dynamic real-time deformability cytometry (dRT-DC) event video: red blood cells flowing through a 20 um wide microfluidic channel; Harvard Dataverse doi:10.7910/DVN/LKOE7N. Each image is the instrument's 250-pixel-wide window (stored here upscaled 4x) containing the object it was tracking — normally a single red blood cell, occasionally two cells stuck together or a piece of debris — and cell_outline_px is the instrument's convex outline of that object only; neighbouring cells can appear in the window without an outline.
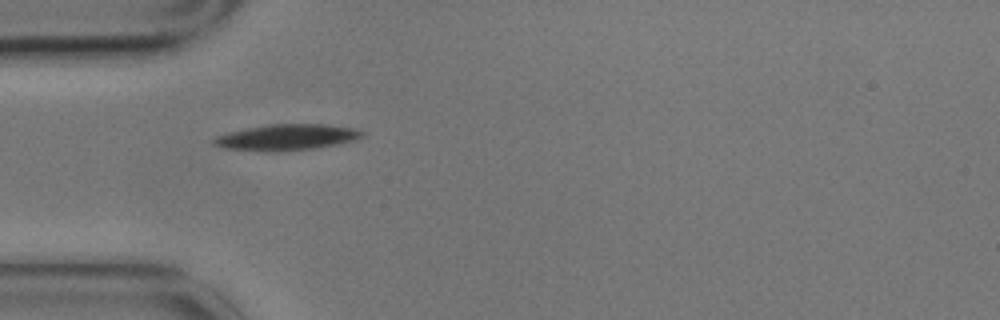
{"species": "common noctule bat (a hibernating species)", "species_latin": "Nyctalus noctula", "temperature_condition": "cold", "stored_images_in_passage": 3, "camera_frame_rate_fps": 3000, "um_per_image_px": 0.085, "animal": {"sex": "male", "body_mass_g": 17.9}, "frame": {"image": 1, "passage_image": 1, "time_ms": 0.0, "image_size_px": [1000, 320], "cell_outline_px": [[364, 136], [352, 140], [336, 144], [312, 148], [280, 152], [264, 152], [224, 148], [212, 144], [212, 140], [216, 136], [228, 132], [244, 128], [268, 124], [324, 124], [352, 128], [364, 132]], "centroid_in_image_um": [24.28, 11.67], "position_along_channel_um": 60.7, "area_um2": 22.54}}